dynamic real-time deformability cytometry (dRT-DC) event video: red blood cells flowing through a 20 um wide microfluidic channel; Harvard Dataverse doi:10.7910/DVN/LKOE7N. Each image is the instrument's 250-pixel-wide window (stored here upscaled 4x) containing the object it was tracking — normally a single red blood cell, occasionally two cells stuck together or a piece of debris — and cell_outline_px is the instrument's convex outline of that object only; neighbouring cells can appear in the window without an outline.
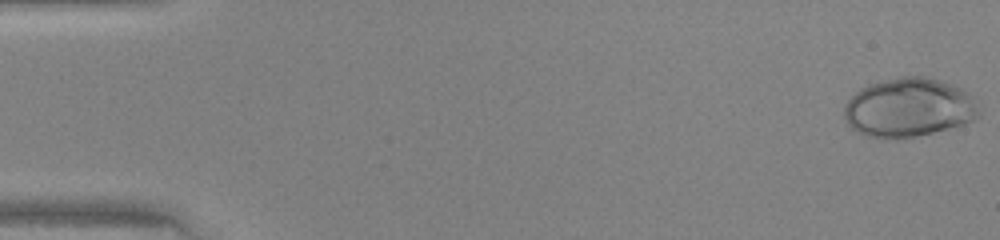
{"species": "human", "species_latin": "Homo sapiens", "temperature_condition": "warm", "stored_images_in_passage": 47, "camera_frame_rate_fps": 3000, "um_per_image_px": 0.085, "donor": {"sex": "female"}, "frame": {"image": 1, "passage_image": 1, "time_ms": 0.0, "image_size_px": [1000, 240], "cell_outline_px": [[980, 116], [964, 124], [916, 136], [896, 140], [884, 140], [864, 136], [856, 132], [848, 124], [844, 116], [844, 108], [848, 100], [860, 88], [868, 84], [880, 80], [900, 76], [924, 76], [940, 80], [960, 88], [968, 92], [972, 96], [980, 112]], "centroid_in_image_um": [77.21, 9.16], "position_along_channel_um": 7.8, "area_um2": 46.82}}
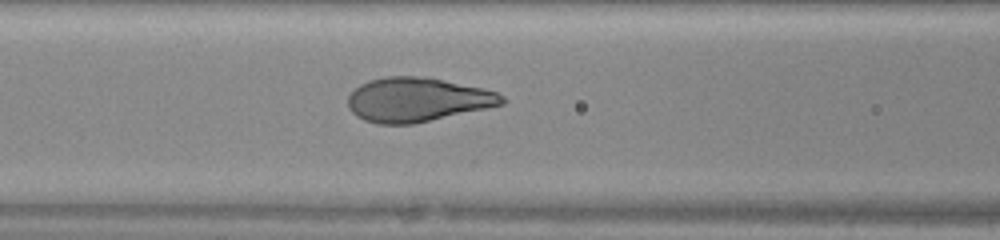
{"frame": {"image": 2, "passage_image": 20, "time_ms": 6.333, "image_size_px": [1000, 240], "cell_outline_px": [[508, 100], [504, 104], [488, 108], [412, 124], [380, 124], [364, 120], [356, 116], [348, 108], [348, 96], [360, 84], [368, 80], [384, 76], [428, 76], [484, 88], [496, 92], [504, 96]], "centroid_in_image_um": [35.49, 8.46], "position_along_channel_um": 131.1, "area_um2": 40.0}}
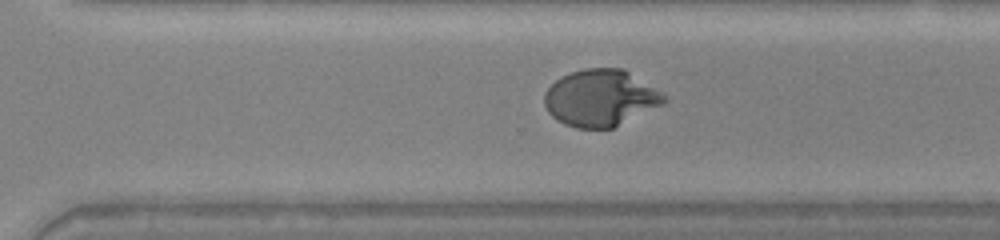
{"frame": {"image": 3, "passage_image": 33, "time_ms": 10.667, "image_size_px": [1000, 240], "cell_outline_px": [[668, 100], [664, 104], [612, 128], [576, 128], [564, 124], [556, 120], [548, 112], [544, 104], [544, 92], [556, 80], [572, 72], [584, 68], [624, 68], [664, 92], [668, 96]], "centroid_in_image_um": [51.08, 8.32], "position_along_channel_um": 319.5, "area_um2": 39.82}}